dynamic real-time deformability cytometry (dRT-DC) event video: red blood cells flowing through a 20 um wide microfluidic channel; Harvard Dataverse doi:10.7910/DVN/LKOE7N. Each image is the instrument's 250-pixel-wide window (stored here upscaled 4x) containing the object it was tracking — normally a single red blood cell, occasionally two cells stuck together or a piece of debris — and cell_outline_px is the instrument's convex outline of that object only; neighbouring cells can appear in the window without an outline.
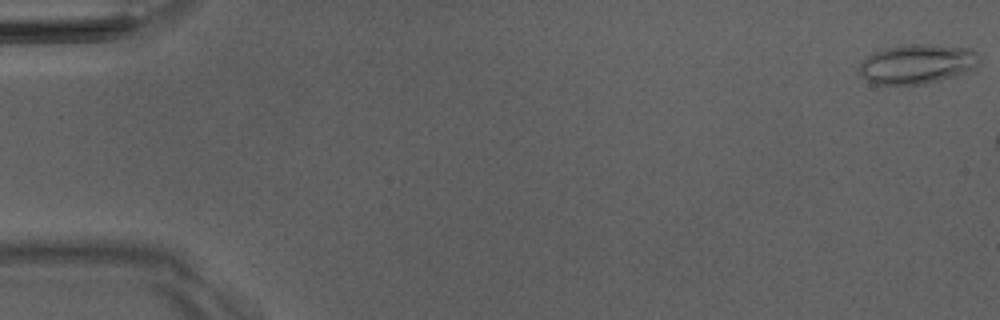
{"species": "Egyptian fruit bat (a non-hibernating species)", "species_latin": "Rousettus aegyptiacus", "temperature_condition": "room temperature", "stored_images_in_passage": 6, "camera_frame_rate_fps": 3000, "um_per_image_px": 0.085, "animal": {"sex": "male"}, "frame": {"image": 1, "passage_image": 1, "time_ms": 0.0, "image_size_px": [1000, 320], "cell_outline_px": [[980, 60], [976, 64], [964, 72], [952, 76], [924, 84], [876, 84], [860, 76], [856, 68], [868, 56], [884, 48], [904, 44], [928, 44], [972, 48], [976, 52]], "centroid_in_image_um": [77.91, 5.42], "position_along_channel_um": 7.1, "area_um2": 27.4}}